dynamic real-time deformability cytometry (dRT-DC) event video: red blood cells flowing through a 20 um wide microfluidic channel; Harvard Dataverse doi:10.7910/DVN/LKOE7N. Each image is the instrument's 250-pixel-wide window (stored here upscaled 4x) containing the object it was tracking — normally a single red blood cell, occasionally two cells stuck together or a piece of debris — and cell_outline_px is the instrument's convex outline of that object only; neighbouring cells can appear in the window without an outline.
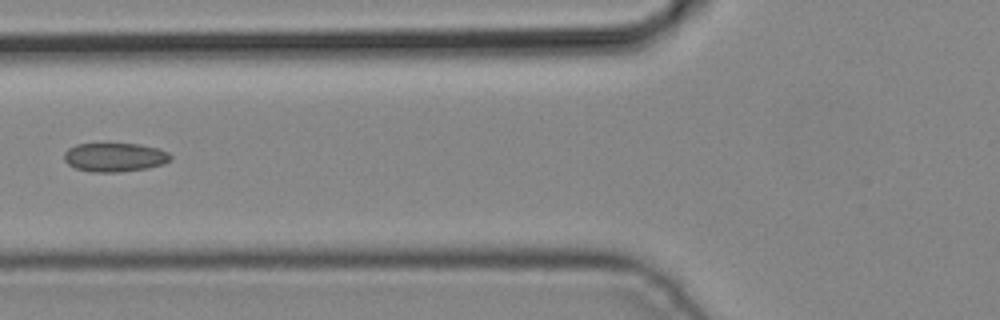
{"species": "common noctule bat (a hibernating species)", "species_latin": "Nyctalus noctula", "temperature_condition": "cold", "stored_images_in_passage": 4, "camera_frame_rate_fps": 3000, "um_per_image_px": 0.085, "animal": {"sex": "male", "body_mass_g": 19.2, "forearm_length_mm": 51.8}, "frame": {"image": 1, "passage_image": 3, "time_ms": 0.667, "image_size_px": [1000, 320], "cell_outline_px": [[172, 160], [164, 164], [148, 168], [116, 172], [92, 172], [76, 168], [68, 164], [64, 160], [64, 152], [68, 148], [76, 144], [140, 144], [156, 148], [168, 152], [172, 156]], "centroid_in_image_um": [9.76, 13.37], "position_along_channel_um": 116.0, "area_um2": 17.92}}
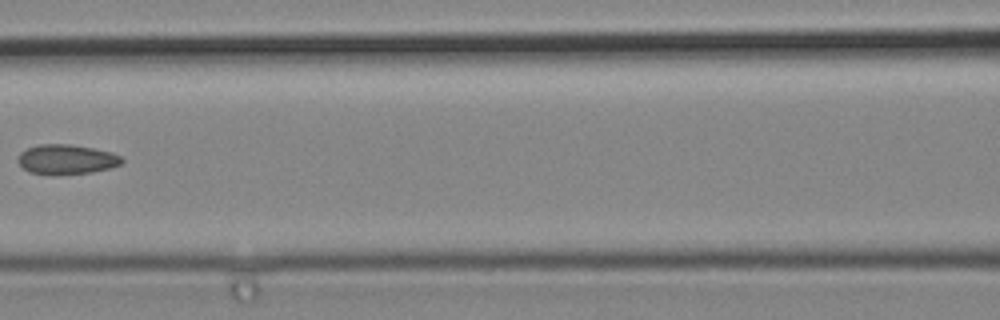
{"frame": {"image": 2, "passage_image": 4, "time_ms": 1.0, "image_size_px": [1000, 320], "cell_outline_px": [[124, 160], [120, 164], [108, 168], [92, 172], [32, 172], [24, 168], [16, 160], [20, 152], [28, 148], [40, 144], [72, 144], [112, 152], [120, 156]], "centroid_in_image_um": [5.67, 13.49], "position_along_channel_um": 160.9, "area_um2": 17.22}}